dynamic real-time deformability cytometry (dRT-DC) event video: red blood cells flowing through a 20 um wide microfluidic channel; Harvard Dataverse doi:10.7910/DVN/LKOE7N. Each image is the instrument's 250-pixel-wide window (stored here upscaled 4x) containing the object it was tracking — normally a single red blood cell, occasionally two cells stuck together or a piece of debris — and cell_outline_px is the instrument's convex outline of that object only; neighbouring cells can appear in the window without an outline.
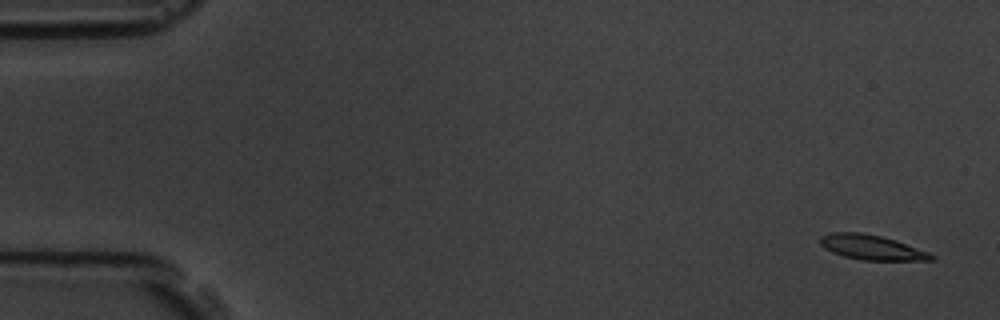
{"species": "common noctule bat (a hibernating species)", "species_latin": "Nyctalus noctula", "temperature_condition": "room temperature", "stored_images_in_passage": 5, "camera_frame_rate_fps": 3000, "um_per_image_px": 0.085, "animal": {"sex": "male", "body_mass_g": 19.5, "forearm_length_mm": 54.6}, "frame": {"image": 1, "passage_image": 1, "time_ms": 0.0, "image_size_px": [1000, 320], "cell_outline_px": [[936, 260], [860, 260], [844, 256], [832, 252], [824, 248], [820, 244], [820, 236], [832, 232], [864, 232], [896, 240], [928, 252], [936, 256]], "centroid_in_image_um": [74.08, 21.02], "position_along_channel_um": 10.9, "area_um2": 16.13}}
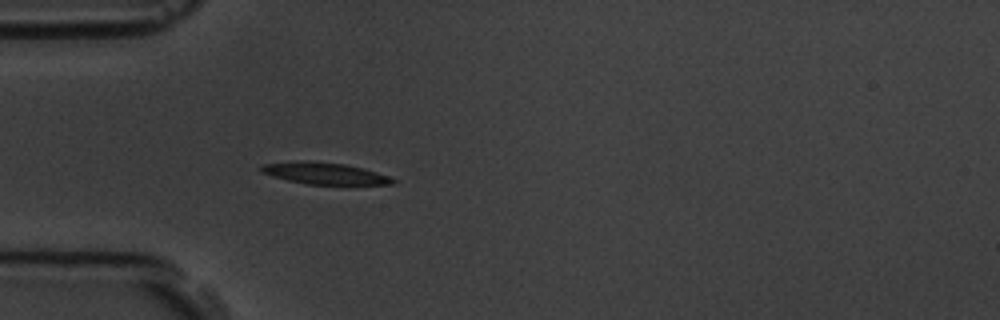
{"frame": {"image": 2, "passage_image": 5, "time_ms": 4.667, "image_size_px": [1000, 320], "cell_outline_px": [[396, 180], [392, 184], [308, 184], [288, 180], [272, 176], [260, 172], [260, 168], [264, 164], [304, 160], [308, 160], [344, 164], [364, 168], [388, 176]], "centroid_in_image_um": [27.57, 14.72], "position_along_channel_um": 57.4, "area_um2": 16.42}}